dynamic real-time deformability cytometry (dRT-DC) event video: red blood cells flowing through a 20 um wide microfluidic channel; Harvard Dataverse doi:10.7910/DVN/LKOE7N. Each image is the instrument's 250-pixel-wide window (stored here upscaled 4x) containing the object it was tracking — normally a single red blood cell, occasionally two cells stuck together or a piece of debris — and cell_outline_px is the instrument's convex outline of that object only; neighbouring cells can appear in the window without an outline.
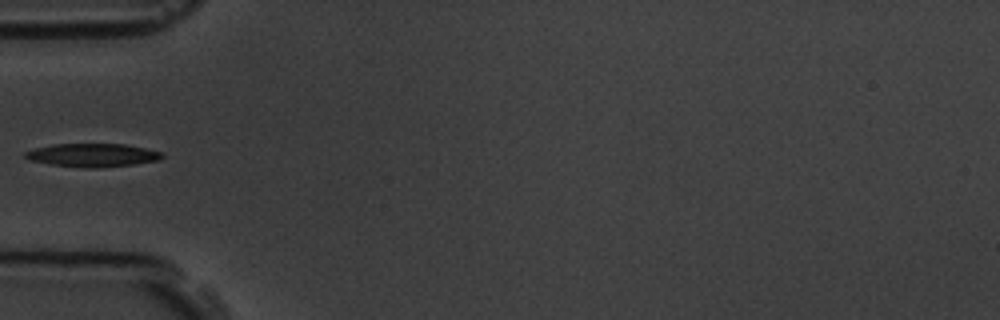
{"species": "common noctule bat (a hibernating species)", "species_latin": "Nyctalus noctula", "temperature_condition": "room temperature", "stored_images_in_passage": 6, "camera_frame_rate_fps": 3000, "um_per_image_px": 0.085, "animal": {"sex": "male", "body_mass_g": 19.5, "forearm_length_mm": 54.6}, "frame": {"image": 1, "passage_image": 5, "time_ms": 4.333, "image_size_px": [1000, 320], "cell_outline_px": [[164, 156], [160, 160], [132, 164], [100, 168], [88, 168], [52, 164], [28, 160], [24, 156], [24, 152], [36, 148], [52, 144], [124, 144], [164, 152]], "centroid_in_image_um": [7.88, 13.18], "position_along_channel_um": 77.1, "area_um2": 18.55}}
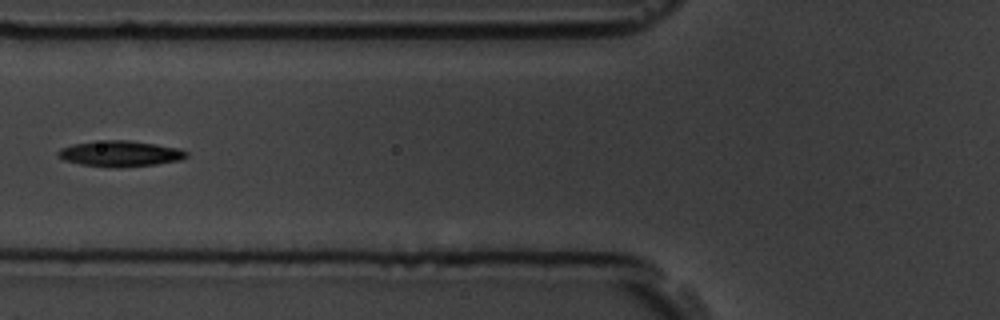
{"frame": {"image": 2, "passage_image": 6, "time_ms": 5.333, "image_size_px": [1000, 320], "cell_outline_px": [[188, 156], [180, 160], [156, 164], [120, 168], [108, 168], [80, 164], [64, 160], [56, 156], [56, 152], [60, 148], [72, 144], [104, 140], [128, 140], [156, 144], [180, 148], [188, 152]], "centroid_in_image_um": [10.19, 13.07], "position_along_channel_um": 115.6, "area_um2": 19.59}}